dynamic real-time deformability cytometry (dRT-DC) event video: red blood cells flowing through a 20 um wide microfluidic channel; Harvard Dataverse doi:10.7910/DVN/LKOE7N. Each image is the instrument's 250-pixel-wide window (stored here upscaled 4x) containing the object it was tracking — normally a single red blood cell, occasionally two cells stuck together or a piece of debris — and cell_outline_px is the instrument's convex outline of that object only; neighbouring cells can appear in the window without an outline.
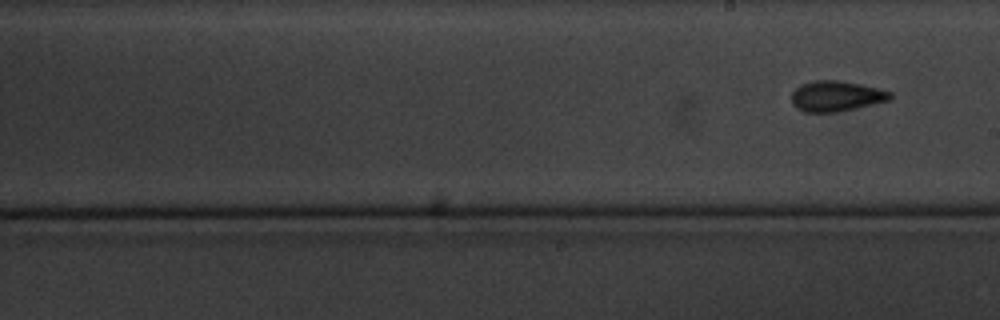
{"species": "common noctule bat (a hibernating species)", "species_latin": "Nyctalus noctula", "temperature_condition": "cold", "stored_images_in_passage": 12, "segment_of_instrument_passage": [2, 2], "camera_frame_rate_fps": 3000, "um_per_image_px": 0.085, "animal": {"sex": "male", "body_mass_g": 20.1, "forearm_length_mm": 53.5}, "frame": {"image": 1, "passage_image": 12, "time_ms": 13.667, "image_size_px": [1000, 320], "cell_outline_px": [[892, 96], [888, 100], [836, 112], [804, 112], [792, 104], [792, 92], [800, 84], [816, 80], [840, 80], [860, 84], [892, 92]], "centroid_in_image_um": [71.03, 8.16], "position_along_channel_um": 218.0, "area_um2": 17.28}}